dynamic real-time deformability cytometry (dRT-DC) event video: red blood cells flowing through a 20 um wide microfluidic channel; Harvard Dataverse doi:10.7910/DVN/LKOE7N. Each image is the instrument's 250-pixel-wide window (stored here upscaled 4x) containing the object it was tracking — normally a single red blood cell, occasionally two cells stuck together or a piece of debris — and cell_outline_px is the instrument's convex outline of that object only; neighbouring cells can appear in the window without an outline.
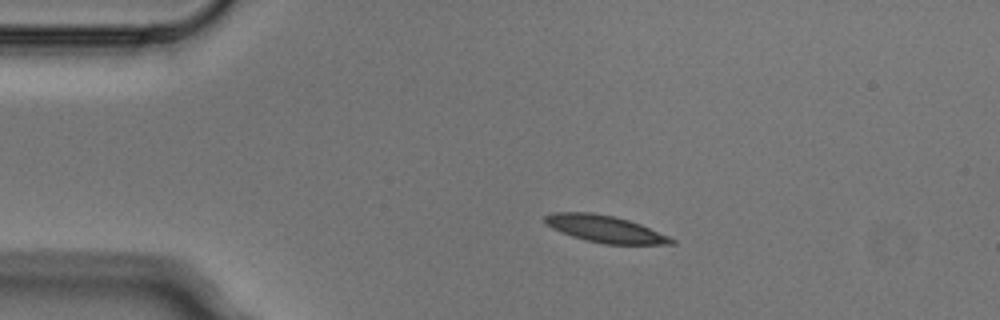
{"species": "Egyptian fruit bat (a non-hibernating species)", "species_latin": "Rousettus aegyptiacus", "temperature_condition": "cold", "stored_images_in_passage": 3, "camera_frame_rate_fps": 3000, "um_per_image_px": 0.085, "animal": {"sex": "male"}, "frame": {"image": 1, "passage_image": 2, "time_ms": 0.333, "image_size_px": [1000, 320], "cell_outline_px": [[676, 244], [604, 244], [584, 240], [572, 236], [552, 228], [544, 220], [544, 216], [552, 212], [592, 212], [616, 216], [640, 224], [668, 236], [676, 240]], "centroid_in_image_um": [51.42, 19.45], "position_along_channel_um": 33.6, "area_um2": 19.83}}